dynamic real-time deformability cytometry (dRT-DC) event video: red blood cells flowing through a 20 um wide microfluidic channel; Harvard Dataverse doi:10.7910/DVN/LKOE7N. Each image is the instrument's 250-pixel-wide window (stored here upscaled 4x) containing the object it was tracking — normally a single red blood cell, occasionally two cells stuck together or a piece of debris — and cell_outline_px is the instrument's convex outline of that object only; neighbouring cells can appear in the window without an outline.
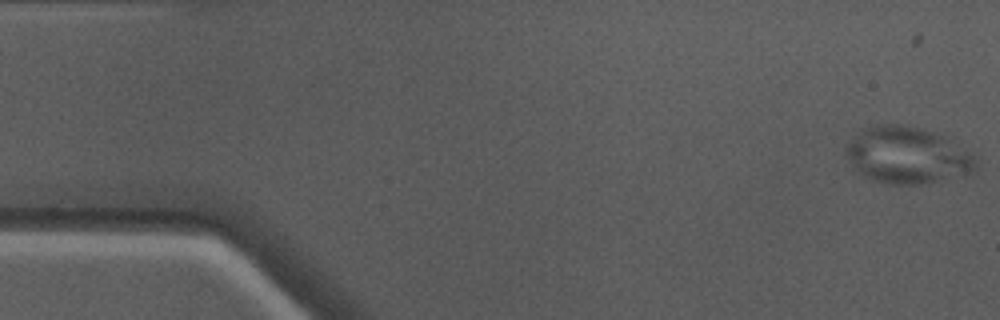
{"species": "Egyptian fruit bat (a non-hibernating species)", "species_latin": "Rousettus aegyptiacus", "temperature_condition": "warm", "stored_images_in_passage": 49, "camera_frame_rate_fps": 3000, "um_per_image_px": 0.085, "animal": {"sex": "male"}, "frame": {"image": 1, "passage_image": 1, "time_ms": 0.0, "image_size_px": [1000, 320], "cell_outline_px": [[976, 168], [972, 172], [920, 184], [888, 184], [872, 180], [860, 176], [844, 152], [844, 148], [852, 136], [864, 128], [880, 124], [900, 124], [932, 132], [944, 136], [976, 156]], "centroid_in_image_um": [77.05, 13.2], "position_along_channel_um": 7.9, "area_um2": 42.66}}
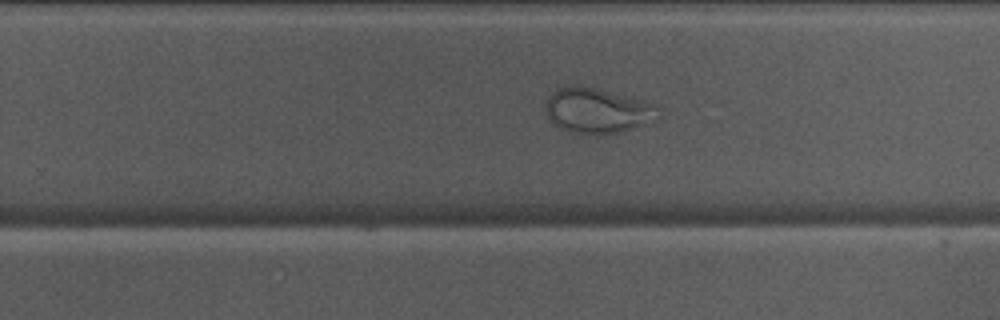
{"frame": {"image": 2, "passage_image": 31, "time_ms": 10.0, "image_size_px": [1000, 320], "cell_outline_px": [[656, 104], [648, 124], [620, 132], [572, 132], [560, 128], [552, 124], [544, 108], [544, 104], [548, 96], [556, 88], [568, 84], [572, 84], [596, 88]], "centroid_in_image_um": [50.63, 9.36], "position_along_channel_um": 279.2, "area_um2": 28.9}}
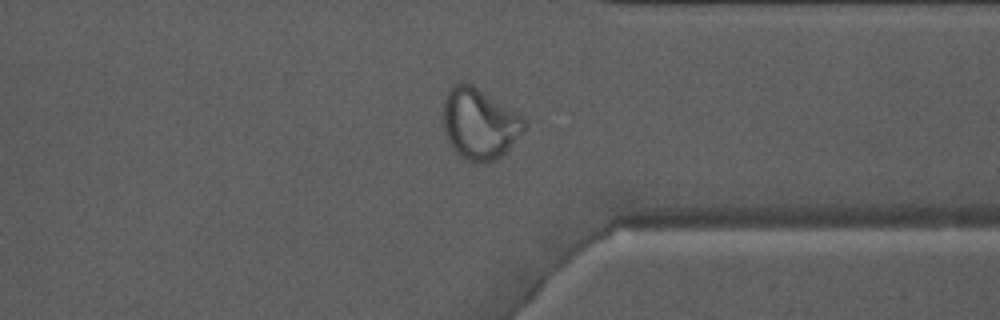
{"frame": {"image": 3, "passage_image": 38, "time_ms": 12.333, "image_size_px": [1000, 320], "cell_outline_px": [[528, 124], [524, 132], [496, 160], [484, 164], [476, 164], [464, 160], [452, 148], [444, 132], [444, 100], [448, 88], [452, 84], [460, 80], [468, 80], [520, 116]], "centroid_in_image_um": [40.72, 10.51], "position_along_channel_um": 370.7, "area_um2": 33.93}}